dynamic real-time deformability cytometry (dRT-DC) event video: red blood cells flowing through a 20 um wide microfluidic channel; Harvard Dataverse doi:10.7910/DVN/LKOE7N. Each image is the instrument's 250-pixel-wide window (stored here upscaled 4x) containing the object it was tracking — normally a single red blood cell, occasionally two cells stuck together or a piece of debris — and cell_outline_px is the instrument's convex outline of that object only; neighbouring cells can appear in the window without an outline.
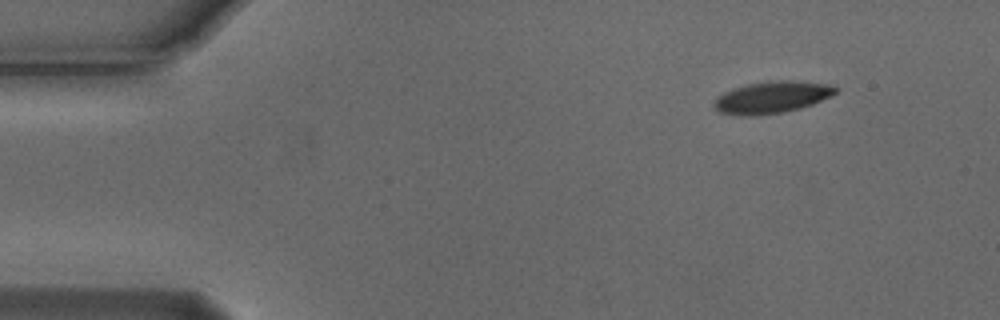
{"species": "Egyptian fruit bat (a non-hibernating species)", "species_latin": "Rousettus aegyptiacus", "temperature_condition": "cold", "stored_images_in_passage": 3, "camera_frame_rate_fps": 3000, "um_per_image_px": 0.085, "animal": {"sex": "male"}, "frame": {"image": 1, "passage_image": 1, "time_ms": 0.0, "image_size_px": [1000, 320], "cell_outline_px": [[840, 88], [832, 96], [812, 104], [800, 108], [784, 112], [756, 116], [744, 116], [720, 112], [712, 104], [716, 96], [732, 88], [748, 84], [768, 80], [792, 80], [836, 84]], "centroid_in_image_um": [65.65, 8.25], "position_along_channel_um": 19.3, "area_um2": 23.06}}
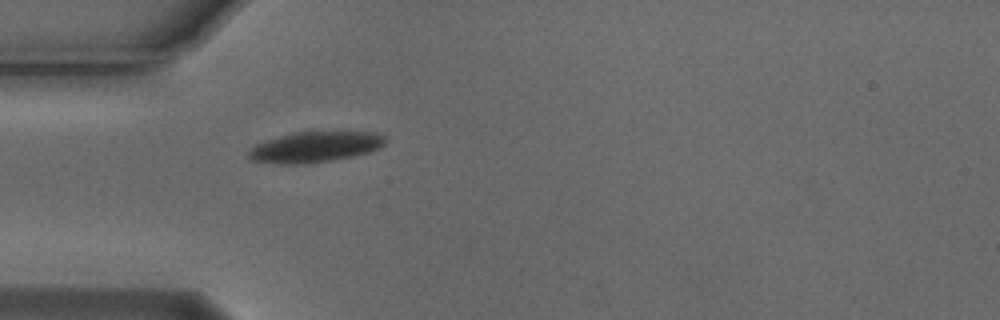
{"frame": {"image": 2, "passage_image": 3, "time_ms": 0.667, "image_size_px": [1000, 320], "cell_outline_px": [[388, 140], [380, 148], [368, 152], [352, 156], [332, 160], [292, 164], [284, 164], [252, 160], [248, 156], [248, 152], [256, 144], [264, 140], [296, 132], [376, 132], [384, 136]], "centroid_in_image_um": [26.81, 12.48], "position_along_channel_um": 58.2, "area_um2": 24.04}}